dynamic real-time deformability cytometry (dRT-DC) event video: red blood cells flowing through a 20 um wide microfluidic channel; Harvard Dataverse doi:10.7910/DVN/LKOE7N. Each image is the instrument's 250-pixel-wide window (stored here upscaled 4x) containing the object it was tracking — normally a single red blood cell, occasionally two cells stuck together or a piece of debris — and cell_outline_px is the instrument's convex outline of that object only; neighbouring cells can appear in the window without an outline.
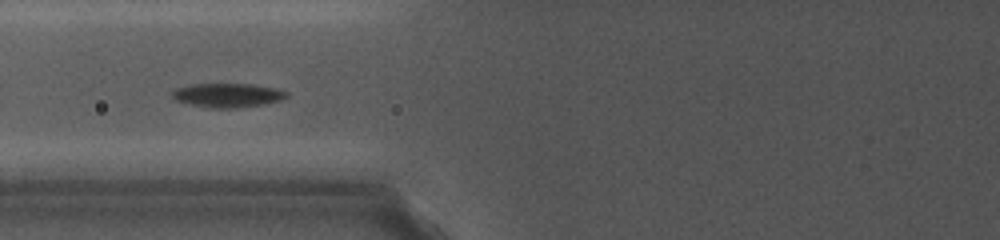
{"species": "common noctule bat (a hibernating species)", "species_latin": "Nyctalus noctula", "temperature_condition": "cold", "stored_images_in_passage": 22, "camera_frame_rate_fps": 5000, "um_per_image_px": 0.085, "animal": {"sex": "female", "body_mass_g": 19.0, "forearm_length_mm": 56.7}, "frame": {"image": 1, "passage_image": 10, "time_ms": 2.4, "image_size_px": [1000, 240], "cell_outline_px": [[288, 96], [280, 100], [264, 104], [236, 108], [208, 108], [176, 100], [172, 96], [172, 92], [176, 88], [188, 84], [252, 84], [276, 88], [288, 92]], "centroid_in_image_um": [19.35, 8.09], "position_along_channel_um": 106.4, "area_um2": 16.01}}